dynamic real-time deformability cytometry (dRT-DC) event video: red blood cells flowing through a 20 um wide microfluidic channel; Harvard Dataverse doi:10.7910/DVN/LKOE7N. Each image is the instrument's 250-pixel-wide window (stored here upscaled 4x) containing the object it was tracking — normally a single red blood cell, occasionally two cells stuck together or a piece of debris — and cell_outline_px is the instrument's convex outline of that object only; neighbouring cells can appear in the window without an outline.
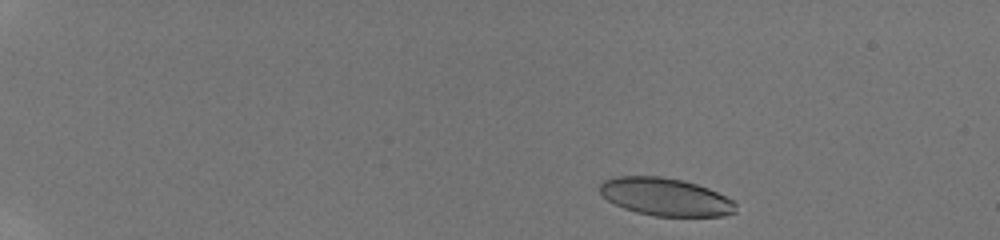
{"species": "human", "species_latin": "Homo sapiens", "temperature_condition": "room temperature", "stored_images_in_passage": 39, "camera_frame_rate_fps": 3000, "um_per_image_px": 0.085, "donor": {"sex": "male"}, "frame": {"image": 1, "passage_image": 3, "time_ms": 0.667, "image_size_px": [1000, 240], "cell_outline_px": [[736, 212], [724, 216], [656, 216], [636, 212], [624, 208], [608, 200], [600, 192], [600, 184], [604, 180], [616, 176], [660, 176], [684, 180], [708, 188], [736, 200]], "centroid_in_image_um": [56.61, 16.73], "position_along_channel_um": 28.4, "area_um2": 30.06}}
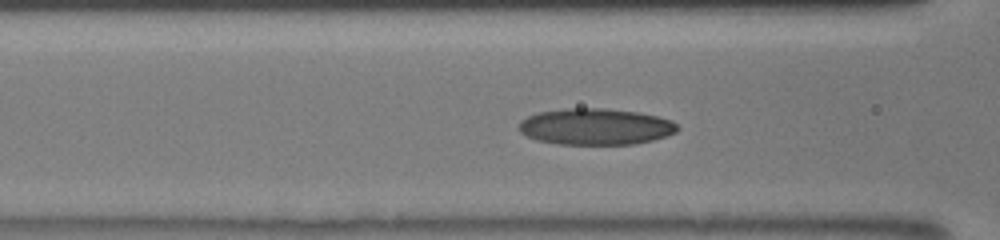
{"frame": {"image": 2, "passage_image": 15, "time_ms": 6.0, "image_size_px": [1000, 240], "cell_outline_px": [[680, 128], [676, 132], [652, 140], [632, 144], [560, 144], [536, 140], [520, 132], [516, 128], [520, 120], [528, 116], [540, 112], [564, 108], [604, 108], [640, 112], [672, 120]], "centroid_in_image_um": [50.6, 10.75], "position_along_channel_um": 116.0, "area_um2": 33.7}}
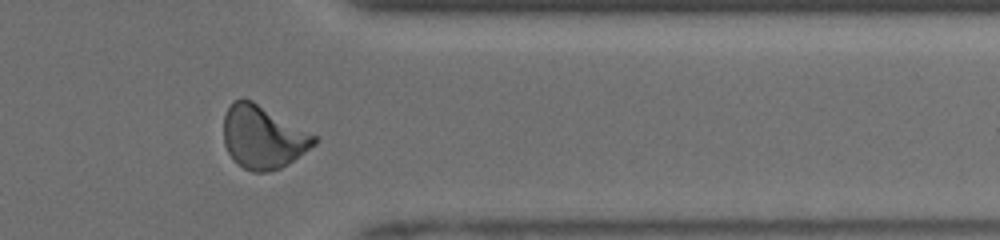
{"frame": {"image": 3, "passage_image": 32, "time_ms": 12.667, "image_size_px": [1000, 240], "cell_outline_px": [[320, 140], [316, 144], [288, 164], [280, 168], [268, 172], [252, 172], [244, 168], [232, 160], [224, 144], [224, 116], [232, 100], [252, 100], [316, 136]], "centroid_in_image_um": [22.34, 11.68], "position_along_channel_um": 389.1, "area_um2": 33.06}, "authors_computed_cell_mechanics": {"area_um2": 32.079, "velocity_mm_per_s": 4.1286, "shape_relaxation_time_tau1_ms": 8.0155, "shape_relaxation_time_tau2_ms": 1.4483, "deformation_change_tau1": 0.2339, "deformation_change_tau2": 0.0747}}